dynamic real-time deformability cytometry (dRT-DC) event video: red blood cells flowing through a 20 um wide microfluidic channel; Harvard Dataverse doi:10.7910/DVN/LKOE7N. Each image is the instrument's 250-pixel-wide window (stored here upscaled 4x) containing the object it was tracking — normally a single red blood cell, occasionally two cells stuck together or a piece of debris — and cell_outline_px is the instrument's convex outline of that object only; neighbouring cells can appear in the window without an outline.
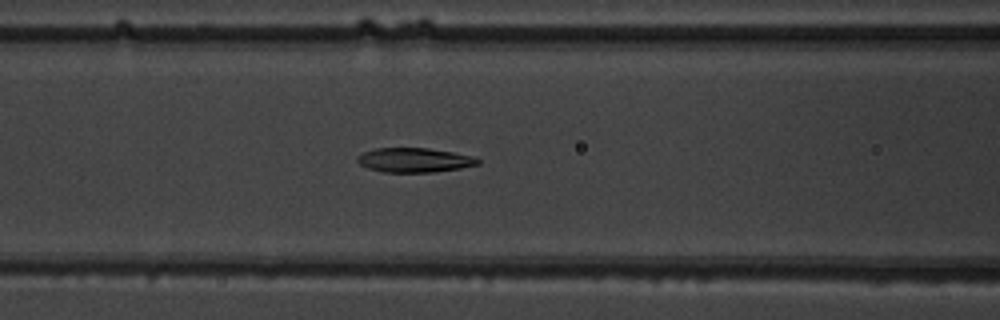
{"species": "common noctule bat (a hibernating species)", "species_latin": "Nyctalus noctula", "temperature_condition": "warm", "stored_images_in_passage": 52, "camera_frame_rate_fps": 3000, "um_per_image_px": 0.085, "animal": {"sex": "male", "body_mass_g": 19.5, "forearm_length_mm": 54.6}, "frame": {"image": 1, "passage_image": 22, "time_ms": 7.0, "image_size_px": [1000, 320], "cell_outline_px": [[480, 164], [460, 168], [432, 172], [384, 172], [368, 168], [360, 164], [356, 160], [356, 156], [364, 152], [376, 148], [428, 148], [476, 156], [480, 160]], "centroid_in_image_um": [35.24, 13.6], "position_along_channel_um": 131.4, "area_um2": 17.17}}
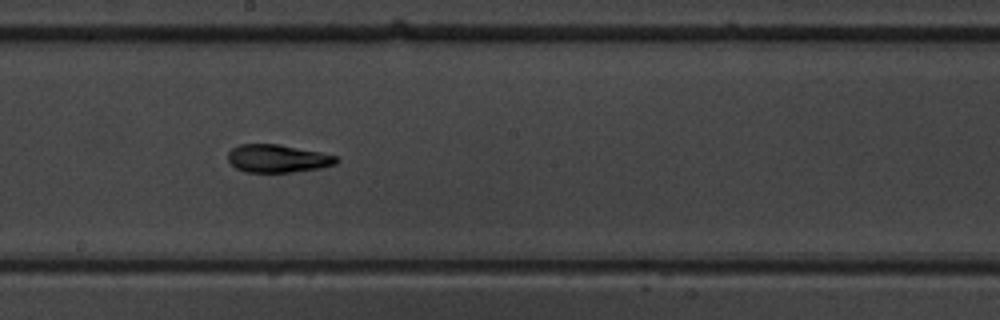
{"frame": {"image": 2, "passage_image": 29, "time_ms": 9.333, "image_size_px": [1000, 320], "cell_outline_px": [[340, 160], [336, 164], [320, 168], [292, 172], [244, 172], [236, 168], [228, 160], [228, 152], [232, 148], [240, 144], [280, 144], [320, 152], [336, 156]], "centroid_in_image_um": [23.6, 13.47], "position_along_channel_um": 224.6, "area_um2": 17.69}}
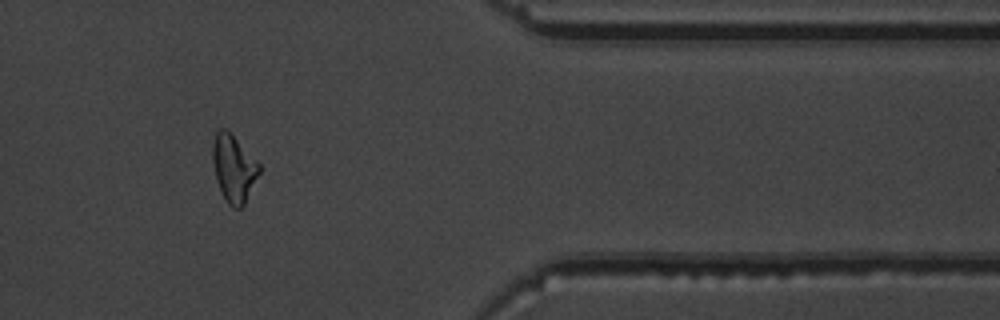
{"frame": {"image": 3, "passage_image": 43, "time_ms": 14.0, "image_size_px": [1000, 320], "cell_outline_px": [[260, 172], [244, 204], [240, 208], [232, 208], [228, 204], [216, 180], [212, 160], [212, 144], [216, 132], [220, 128], [224, 128], [260, 164]], "centroid_in_image_um": [19.85, 14.33], "position_along_channel_um": 391.6, "area_um2": 17.8}, "authors_computed_cell_mechanics": {"area_um2": 18.2648, "velocity_mm_per_s": 4.0105, "shape_relaxation_time_tau1_ms": 5.9, "shape_relaxation_time_tau2_ms": 1.8367, "deformation_change_tau1": 0.2169, "deformation_change_tau2": 0.0696}}